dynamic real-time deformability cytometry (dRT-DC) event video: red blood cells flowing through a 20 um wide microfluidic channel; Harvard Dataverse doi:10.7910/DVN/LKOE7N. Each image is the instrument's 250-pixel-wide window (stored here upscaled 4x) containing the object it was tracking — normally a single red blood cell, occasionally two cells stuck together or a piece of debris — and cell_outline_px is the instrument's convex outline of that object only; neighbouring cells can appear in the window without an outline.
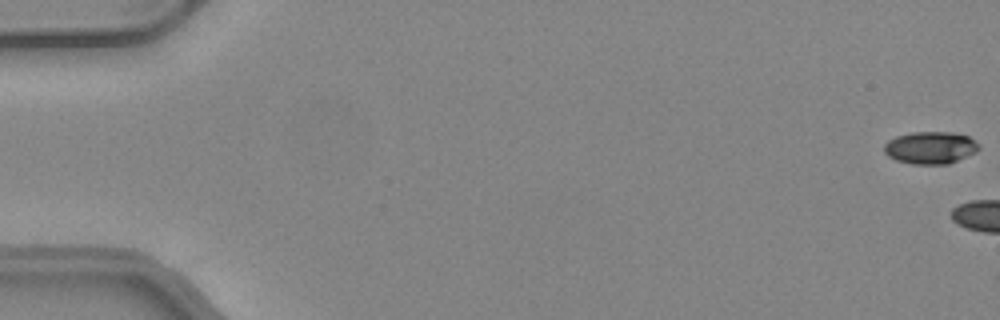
{"species": "common noctule bat (a hibernating species)", "species_latin": "Nyctalus noctula", "temperature_condition": "warm", "stored_images_in_passage": 4, "camera_frame_rate_fps": 3000, "um_per_image_px": 0.085, "animal": {"sex": "female", "body_mass_g": 24.6, "forearm_length_mm": 56.2}, "frame": {"image": 1, "passage_image": 1, "time_ms": 0.0, "image_size_px": [1000, 320], "cell_outline_px": [[980, 148], [976, 152], [948, 164], [912, 164], [896, 160], [888, 156], [884, 152], [884, 144], [888, 140], [896, 136], [912, 132], [952, 132], [968, 136], [980, 144]], "centroid_in_image_um": [79.08, 12.55], "position_along_channel_um": 5.9, "area_um2": 17.92}}